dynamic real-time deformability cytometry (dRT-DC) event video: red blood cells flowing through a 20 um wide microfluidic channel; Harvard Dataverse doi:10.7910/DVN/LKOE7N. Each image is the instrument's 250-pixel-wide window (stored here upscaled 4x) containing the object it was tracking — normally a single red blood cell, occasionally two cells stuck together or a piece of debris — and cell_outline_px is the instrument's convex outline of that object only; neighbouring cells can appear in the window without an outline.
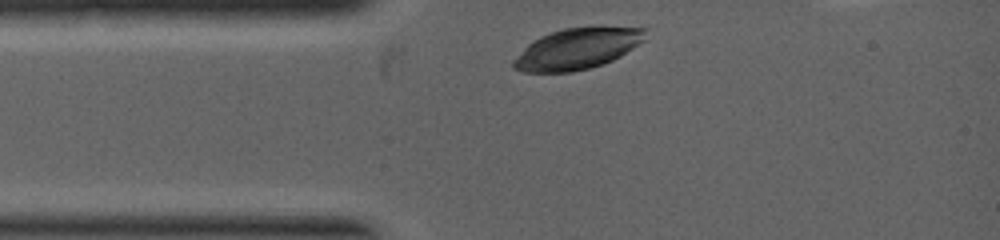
{"species": "common noctule bat (a hibernating species)", "species_latin": "Nyctalus noctula", "temperature_condition": "warm", "stored_images_in_passage": 2, "camera_frame_rate_fps": 5000, "um_per_image_px": 0.085, "animal": {"sex": "female", "body_mass_g": 19.0, "forearm_length_mm": 53.3}, "frame": {"image": 1, "passage_image": 1, "time_ms": 0.0, "image_size_px": [1000, 240], "cell_outline_px": [[648, 28], [644, 40], [620, 56], [612, 60], [588, 68], [572, 72], [524, 72], [512, 68], [512, 60], [528, 44], [540, 36], [564, 28], [600, 24]], "centroid_in_image_um": [49.1, 4.09], "position_along_channel_um": 35.9, "area_um2": 32.08}}